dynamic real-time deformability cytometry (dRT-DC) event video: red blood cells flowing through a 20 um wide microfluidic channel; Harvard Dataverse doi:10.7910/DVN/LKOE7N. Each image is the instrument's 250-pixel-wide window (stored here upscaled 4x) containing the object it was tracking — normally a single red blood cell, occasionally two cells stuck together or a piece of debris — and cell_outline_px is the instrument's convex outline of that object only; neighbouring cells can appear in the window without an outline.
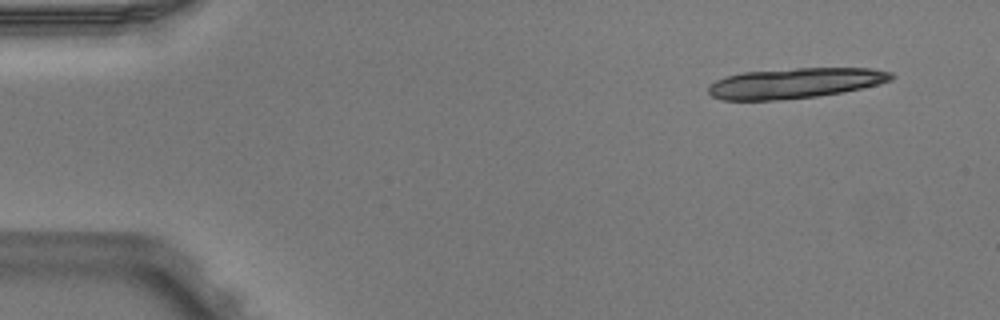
{"species": "Egyptian fruit bat (a non-hibernating species)", "species_latin": "Rousettus aegyptiacus", "temperature_condition": "warm", "stored_images_in_passage": 5, "camera_frame_rate_fps": 3000, "um_per_image_px": 0.085, "animal": {"sex": "male"}, "frame": {"image": 1, "passage_image": 1, "time_ms": 0.0, "image_size_px": [1000, 320], "cell_outline_px": [[896, 76], [892, 80], [880, 84], [844, 92], [816, 96], [776, 100], [724, 100], [712, 96], [708, 92], [708, 88], [716, 80], [724, 76], [744, 72], [796, 68], [872, 68], [892, 72]], "centroid_in_image_um": [67.63, 7.06], "position_along_channel_um": 17.4, "area_um2": 32.43}}